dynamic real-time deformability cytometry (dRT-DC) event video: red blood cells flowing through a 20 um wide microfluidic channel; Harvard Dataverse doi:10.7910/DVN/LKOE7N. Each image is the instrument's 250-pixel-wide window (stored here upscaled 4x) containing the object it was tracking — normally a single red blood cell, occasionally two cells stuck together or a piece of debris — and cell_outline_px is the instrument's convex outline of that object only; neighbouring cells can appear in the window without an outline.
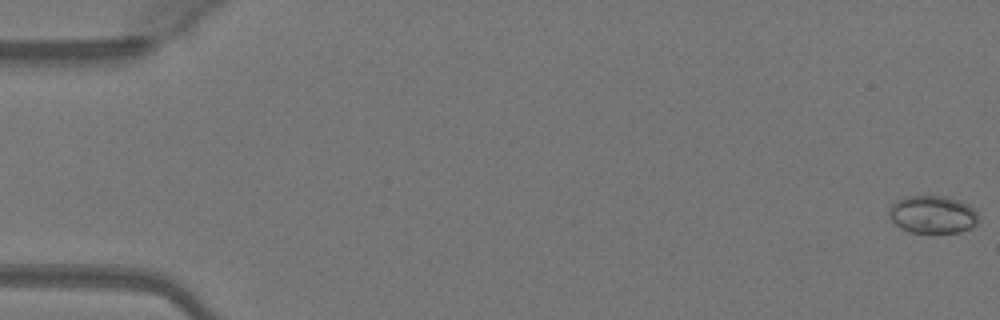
{"species": "Egyptian fruit bat (a non-hibernating species)", "species_latin": "Rousettus aegyptiacus", "temperature_condition": "warm", "stored_images_in_passage": 50, "camera_frame_rate_fps": 3000, "um_per_image_px": 0.085, "animal": {"sex": "female"}, "frame": {"image": 1, "passage_image": 1, "time_ms": 0.0, "image_size_px": [1000, 320], "cell_outline_px": [[980, 220], [972, 228], [960, 232], [936, 236], [912, 232], [900, 228], [888, 216], [888, 208], [896, 200], [908, 196], [944, 196], [960, 200], [968, 204], [980, 216]], "centroid_in_image_um": [79.3, 18.28], "position_along_channel_um": 5.7, "area_um2": 20.52}}
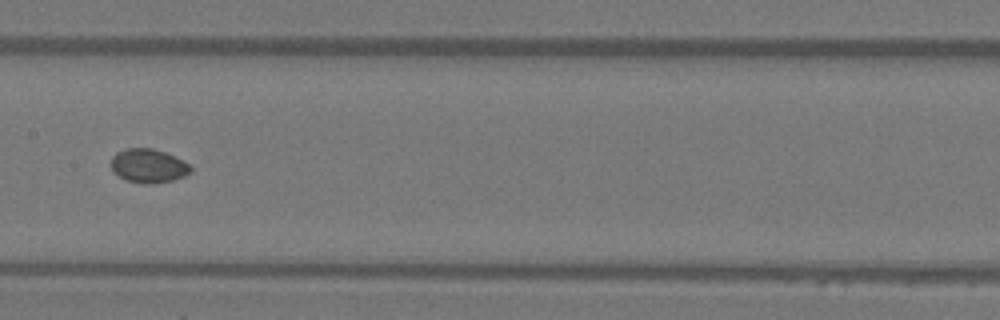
{"frame": {"image": 2, "passage_image": 26, "time_ms": 8.333, "image_size_px": [1000, 320], "cell_outline_px": [[192, 172], [184, 176], [172, 180], [152, 184], [144, 184], [124, 180], [112, 172], [112, 156], [116, 152], [124, 148], [152, 148], [164, 152], [188, 164], [192, 168]], "centroid_in_image_um": [12.57, 14.11], "position_along_channel_um": 194.8, "area_um2": 15.72}}
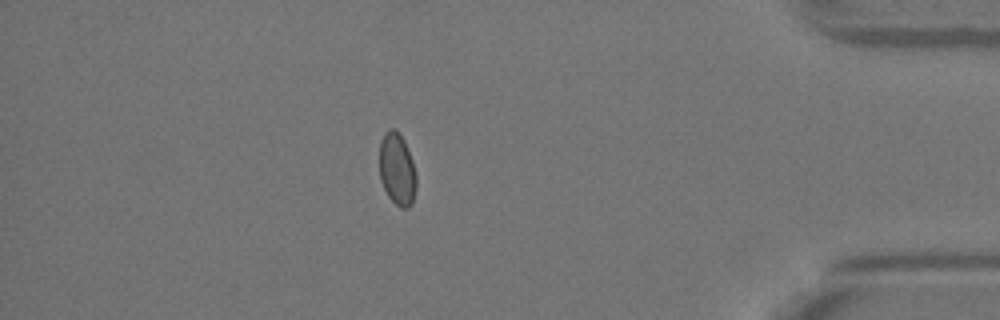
{"frame": {"image": 3, "passage_image": 44, "time_ms": 14.333, "image_size_px": [1000, 320], "cell_outline_px": [[416, 188], [412, 204], [408, 208], [400, 208], [388, 196], [380, 180], [380, 140], [384, 132], [388, 128], [392, 128], [404, 140], [412, 160], [416, 176]], "centroid_in_image_um": [33.75, 14.4], "position_along_channel_um": 401.5, "area_um2": 15.49}, "authors_computed_cell_mechanics": {"area_um2": 15.9239, "velocity_mm_per_s": 4.1183, "shape_relaxation_time_tau1_ms": 4.7549, "shape_relaxation_time_tau2_ms": 1.4637, "deformation_change_tau1": 0.049, "deformation_change_tau2": 0.0244}}